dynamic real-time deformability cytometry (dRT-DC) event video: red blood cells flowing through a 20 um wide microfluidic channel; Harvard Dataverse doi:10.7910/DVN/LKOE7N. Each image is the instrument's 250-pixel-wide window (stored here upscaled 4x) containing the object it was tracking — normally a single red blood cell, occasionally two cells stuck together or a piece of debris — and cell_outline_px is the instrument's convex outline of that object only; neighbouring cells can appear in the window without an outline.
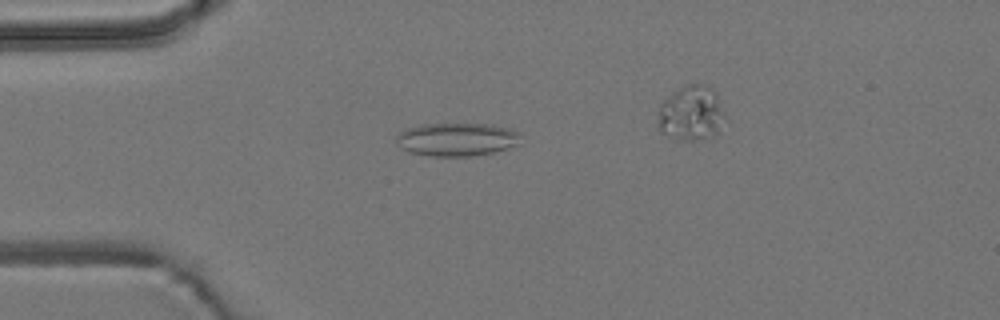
{"species": "common noctule bat (a hibernating species)", "species_latin": "Nyctalus noctula", "temperature_condition": "room temperature", "stored_images_in_passage": 4, "camera_frame_rate_fps": 3000, "um_per_image_px": 0.085, "animal": {"sex": "male", "body_mass_g": 19.2, "forearm_length_mm": 51.8}, "frame": {"image": 1, "passage_image": 3, "time_ms": 3.333, "image_size_px": [1000, 320], "cell_outline_px": [[520, 144], [508, 148], [492, 152], [468, 156], [432, 156], [408, 152], [400, 148], [396, 144], [396, 136], [400, 132], [408, 128], [420, 124], [492, 124], [508, 128], [520, 132]], "centroid_in_image_um": [38.82, 11.84], "position_along_channel_um": 46.2, "area_um2": 24.22}}